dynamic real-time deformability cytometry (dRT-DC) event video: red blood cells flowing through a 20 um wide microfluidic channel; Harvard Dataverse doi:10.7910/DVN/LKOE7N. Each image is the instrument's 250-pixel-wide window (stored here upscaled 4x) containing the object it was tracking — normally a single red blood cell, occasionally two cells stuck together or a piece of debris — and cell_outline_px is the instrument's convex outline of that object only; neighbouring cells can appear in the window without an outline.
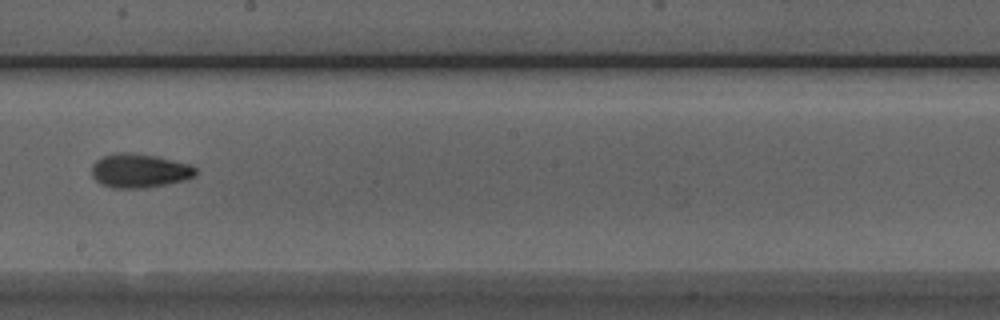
{"species": "Egyptian fruit bat (a non-hibernating species)", "species_latin": "Rousettus aegyptiacus", "temperature_condition": "room temperature", "stored_images_in_passage": 6, "camera_frame_rate_fps": 3000, "um_per_image_px": 0.085, "animal": {"sex": "male"}, "frame": {"image": 1, "passage_image": 5, "time_ms": 4.667, "image_size_px": [1000, 320], "cell_outline_px": [[196, 176], [184, 180], [168, 184], [144, 188], [112, 188], [100, 184], [92, 176], [92, 164], [96, 160], [104, 156], [116, 152], [128, 152], [156, 156], [188, 164], [196, 168]], "centroid_in_image_um": [11.83, 14.52], "position_along_channel_um": 236.4, "area_um2": 20.63}}
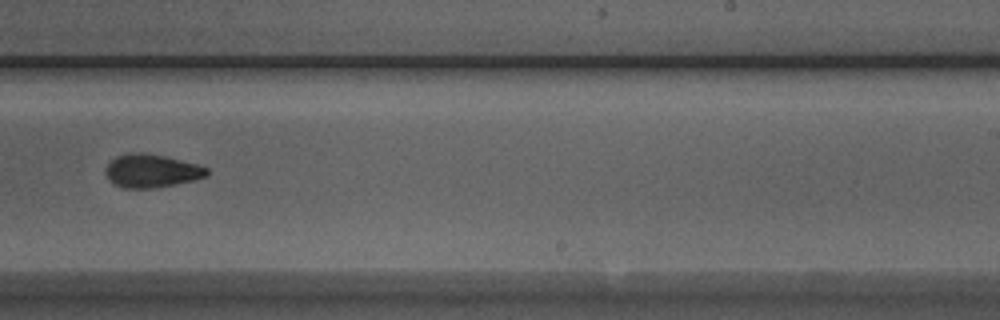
{"frame": {"image": 2, "passage_image": 6, "time_ms": 5.667, "image_size_px": [1000, 320], "cell_outline_px": [[208, 176], [176, 184], [152, 188], [124, 188], [112, 184], [108, 180], [104, 172], [104, 168], [116, 156], [128, 152], [144, 152], [164, 156], [196, 164], [208, 168]], "centroid_in_image_um": [12.82, 14.52], "position_along_channel_um": 276.2, "area_um2": 19.77}}